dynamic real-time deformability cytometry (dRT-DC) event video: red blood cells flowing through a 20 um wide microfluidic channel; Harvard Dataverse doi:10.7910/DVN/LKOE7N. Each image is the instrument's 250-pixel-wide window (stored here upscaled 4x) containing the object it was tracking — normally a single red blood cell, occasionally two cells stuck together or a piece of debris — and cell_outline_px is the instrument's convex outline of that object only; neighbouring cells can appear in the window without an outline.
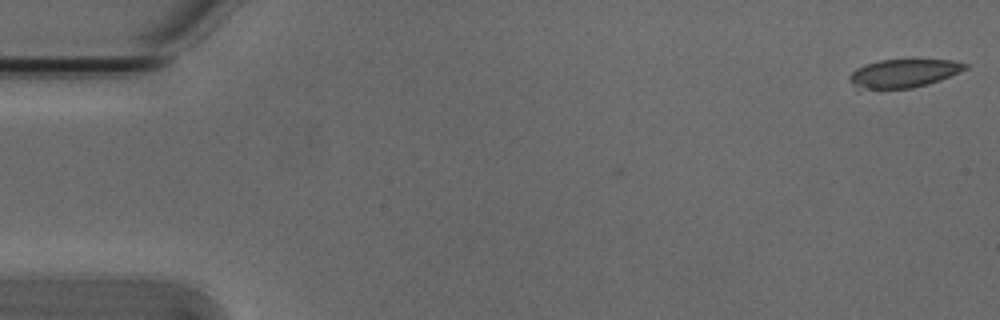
{"species": "Egyptian fruit bat (a non-hibernating species)", "species_latin": "Rousettus aegyptiacus", "temperature_condition": "cold", "stored_images_in_passage": 5, "camera_frame_rate_fps": 3000, "um_per_image_px": 0.085, "animal": {"sex": "male"}, "frame": {"image": 1, "passage_image": 1, "time_ms": 0.0, "image_size_px": [1000, 320], "cell_outline_px": [[968, 68], [940, 80], [928, 84], [912, 88], [856, 88], [848, 80], [848, 76], [856, 68], [864, 64], [880, 60], [952, 60], [968, 64]], "centroid_in_image_um": [76.79, 6.22], "position_along_channel_um": 8.2, "area_um2": 18.96}}